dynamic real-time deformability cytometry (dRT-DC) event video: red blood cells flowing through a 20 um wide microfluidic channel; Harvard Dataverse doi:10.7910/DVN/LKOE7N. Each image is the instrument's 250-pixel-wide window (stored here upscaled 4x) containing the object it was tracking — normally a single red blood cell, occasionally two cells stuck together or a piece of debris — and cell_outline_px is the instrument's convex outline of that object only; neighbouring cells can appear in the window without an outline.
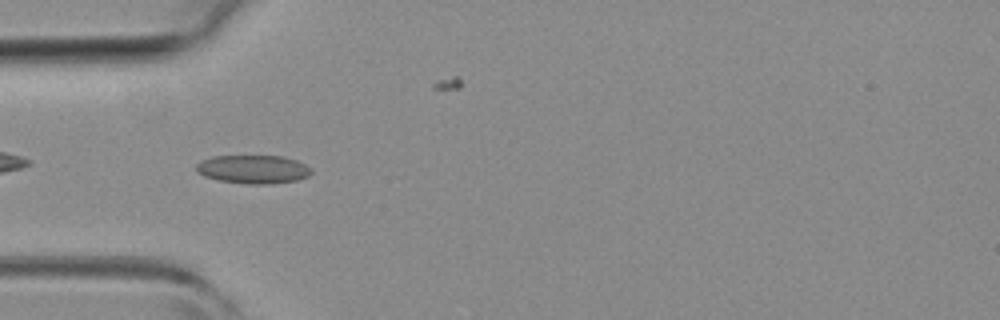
{"species": "common noctule bat (a hibernating species)", "species_latin": "Nyctalus noctula", "temperature_condition": "room temperature", "stored_images_in_passage": 12, "camera_frame_rate_fps": 3000, "um_per_image_px": 0.085, "animal": {"sex": "female", "body_mass_g": 19.3, "forearm_length_mm": 54.1}, "frame": {"image": 1, "passage_image": 2, "time_ms": 0.333, "image_size_px": [1000, 320], "cell_outline_px": [[312, 172], [308, 176], [296, 180], [272, 184], [248, 184], [220, 180], [204, 176], [196, 172], [196, 164], [200, 160], [212, 156], [280, 156], [296, 160], [312, 168]], "centroid_in_image_um": [21.5, 14.39], "position_along_channel_um": 63.5, "area_um2": 19.13}}
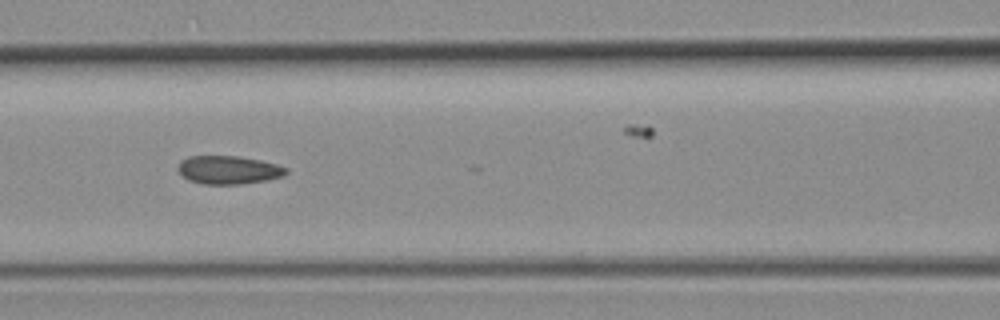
{"frame": {"image": 2, "passage_image": 8, "time_ms": 2.333, "image_size_px": [1000, 320], "cell_outline_px": [[288, 172], [284, 176], [268, 180], [240, 184], [204, 184], [188, 180], [176, 168], [180, 160], [188, 156], [236, 156], [260, 160], [276, 164], [288, 168]], "centroid_in_image_um": [19.42, 14.44], "position_along_channel_um": 147.2, "area_um2": 17.92}}
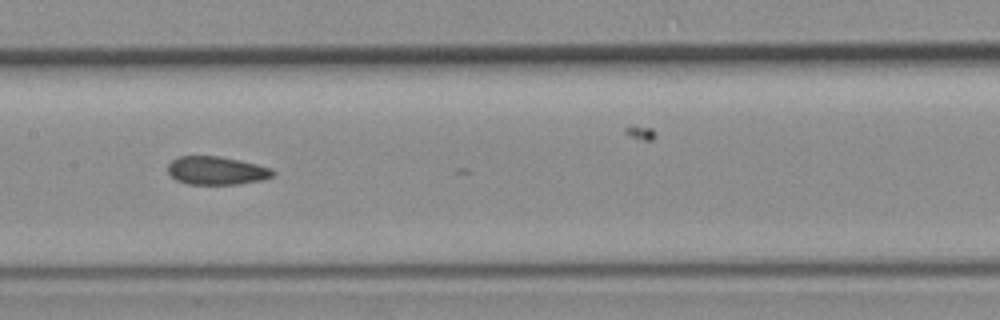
{"frame": {"image": 3, "passage_image": 11, "time_ms": 3.333, "image_size_px": [1000, 320], "cell_outline_px": [[276, 172], [272, 176], [260, 180], [236, 184], [188, 184], [176, 180], [168, 172], [168, 164], [176, 156], [220, 156], [240, 160], [272, 168]], "centroid_in_image_um": [18.39, 14.49], "position_along_channel_um": 189.0, "area_um2": 17.28}}